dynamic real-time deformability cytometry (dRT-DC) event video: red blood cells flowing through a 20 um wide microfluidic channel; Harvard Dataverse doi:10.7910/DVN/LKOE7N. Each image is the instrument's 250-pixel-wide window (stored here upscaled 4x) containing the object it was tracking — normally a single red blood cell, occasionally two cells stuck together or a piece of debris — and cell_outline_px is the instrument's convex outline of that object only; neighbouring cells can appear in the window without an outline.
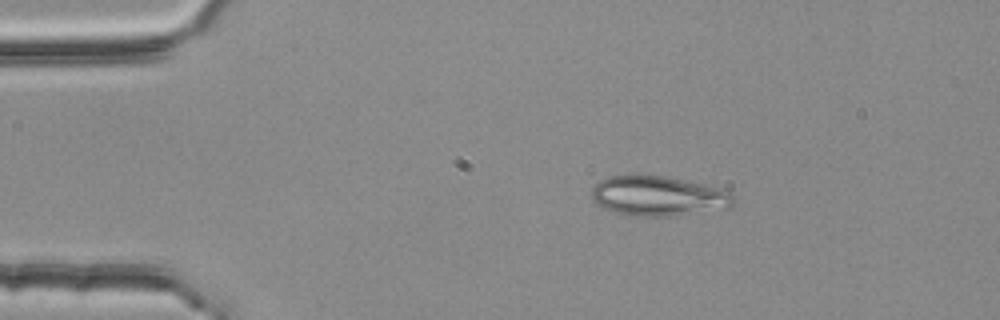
{"species": "common noctule bat (a hibernating species)", "species_latin": "Nyctalus noctula", "temperature_condition": "room temperature", "stored_images_in_passage": 2, "camera_frame_rate_fps": 3000, "um_per_image_px": 0.085, "animal": {"sex": "female", "body_mass_g": 25.1}, "frame": {"image": 1, "passage_image": 1, "time_ms": 0.0, "image_size_px": [1000, 320], "cell_outline_px": [[732, 208], [660, 216], [628, 216], [616, 212], [596, 204], [592, 200], [592, 188], [600, 180], [608, 176], [664, 176], [700, 184], [716, 188], [728, 192], [732, 196]], "centroid_in_image_um": [55.88, 16.67], "position_along_channel_um": 29.1, "area_um2": 32.14}}